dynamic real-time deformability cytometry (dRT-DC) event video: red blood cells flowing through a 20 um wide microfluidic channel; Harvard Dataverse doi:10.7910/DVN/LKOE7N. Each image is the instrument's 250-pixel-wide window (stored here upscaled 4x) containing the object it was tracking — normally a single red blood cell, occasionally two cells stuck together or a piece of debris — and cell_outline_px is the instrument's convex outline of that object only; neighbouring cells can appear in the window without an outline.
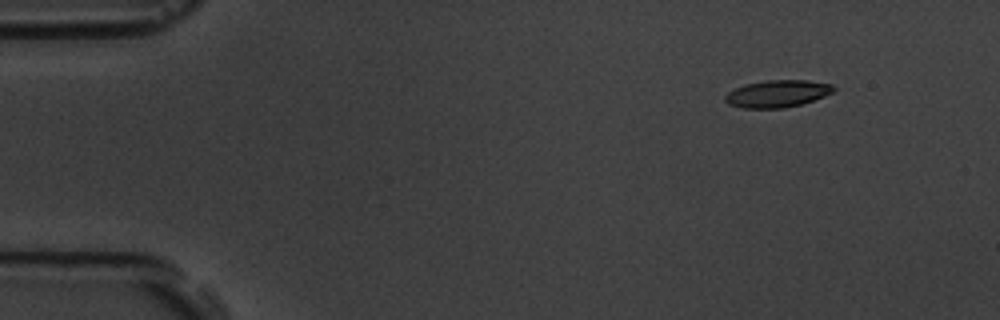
{"species": "common noctule bat (a hibernating species)", "species_latin": "Nyctalus noctula", "temperature_condition": "room temperature", "stored_images_in_passage": 6, "segment_of_instrument_passage": [2, 2], "camera_frame_rate_fps": 3000, "um_per_image_px": 0.085, "animal": {"sex": "male", "body_mass_g": 19.5, "forearm_length_mm": 54.6}, "frame": {"image": 1, "passage_image": 6, "time_ms": 6.667, "image_size_px": [1000, 320], "cell_outline_px": [[836, 88], [832, 92], [824, 96], [800, 104], [784, 108], [744, 108], [728, 104], [724, 100], [724, 96], [728, 92], [744, 84], [764, 80], [808, 80], [832, 84]], "centroid_in_image_um": [66.05, 7.95], "position_along_channel_um": 18.9, "area_um2": 17.17}}